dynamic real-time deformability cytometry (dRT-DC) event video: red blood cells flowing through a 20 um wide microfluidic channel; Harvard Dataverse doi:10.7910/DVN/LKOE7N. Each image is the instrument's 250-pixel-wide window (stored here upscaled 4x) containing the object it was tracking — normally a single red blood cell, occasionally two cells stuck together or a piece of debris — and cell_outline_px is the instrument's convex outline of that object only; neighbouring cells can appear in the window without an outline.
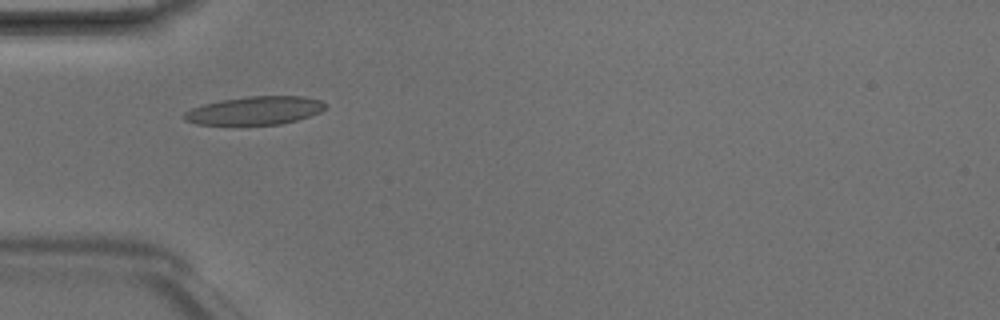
{"species": "Egyptian fruit bat (a non-hibernating species)", "species_latin": "Rousettus aegyptiacus", "temperature_condition": "room temperature", "stored_images_in_passage": 7, "camera_frame_rate_fps": 3000, "um_per_image_px": 0.085, "animal": {"sex": "male"}, "frame": {"image": 1, "passage_image": 5, "time_ms": 1.333, "image_size_px": [1000, 320], "cell_outline_px": [[328, 104], [320, 112], [296, 120], [280, 124], [196, 124], [184, 120], [180, 116], [184, 112], [192, 108], [204, 104], [220, 100], [248, 96], [304, 96], [320, 100]], "centroid_in_image_um": [21.64, 9.38], "position_along_channel_um": 63.4, "area_um2": 23.18}}